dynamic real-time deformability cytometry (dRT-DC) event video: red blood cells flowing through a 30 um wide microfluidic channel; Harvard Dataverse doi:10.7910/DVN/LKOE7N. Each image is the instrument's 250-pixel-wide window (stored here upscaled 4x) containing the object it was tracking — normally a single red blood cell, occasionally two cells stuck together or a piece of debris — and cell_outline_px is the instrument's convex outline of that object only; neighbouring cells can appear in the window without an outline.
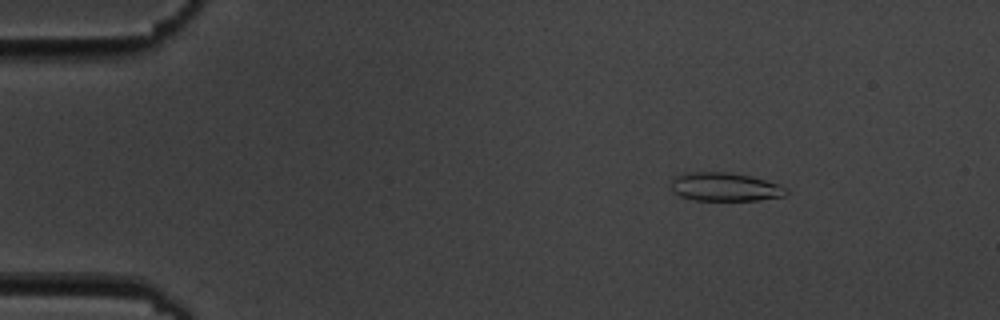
{"species": "common noctule bat (a hibernating species)", "species_latin": "Nyctalus noctula", "temperature_condition": "cold", "stored_images_in_passage": 7, "camera_frame_rate_fps": 3000, "um_per_image_px": 0.085, "animal": {"sex": "male", "body_mass_g": 19.5, "forearm_length_mm": 54.6}, "frame": {"image": 1, "passage_image": 2, "time_ms": 1.0, "image_size_px": [1000, 320], "cell_outline_px": [[788, 192], [784, 196], [760, 200], [692, 200], [680, 196], [672, 192], [672, 180], [676, 176], [688, 172], [728, 172], [748, 176], [780, 184], [788, 188]], "centroid_in_image_um": [61.63, 15.89], "position_along_channel_um": 23.4, "area_um2": 19.13}}
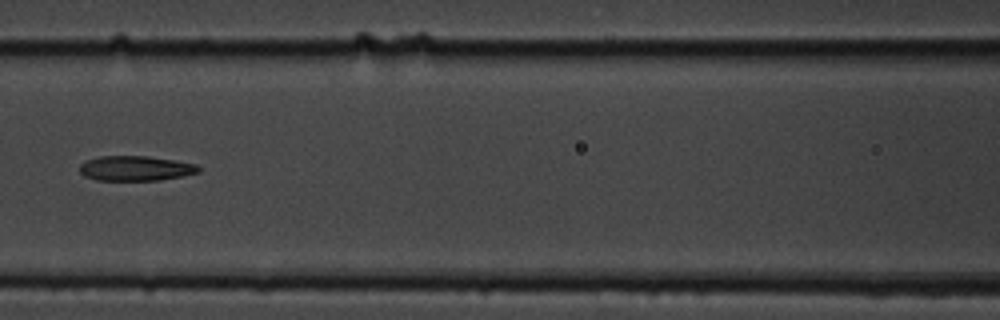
{"frame": {"image": 2, "passage_image": 7, "time_ms": 7.0, "image_size_px": [1000, 320], "cell_outline_px": [[200, 172], [184, 176], [160, 180], [96, 180], [84, 176], [80, 172], [80, 164], [84, 160], [100, 156], [148, 156], [196, 164], [200, 168]], "centroid_in_image_um": [11.51, 14.31], "position_along_channel_um": 155.1, "area_um2": 17.34}}